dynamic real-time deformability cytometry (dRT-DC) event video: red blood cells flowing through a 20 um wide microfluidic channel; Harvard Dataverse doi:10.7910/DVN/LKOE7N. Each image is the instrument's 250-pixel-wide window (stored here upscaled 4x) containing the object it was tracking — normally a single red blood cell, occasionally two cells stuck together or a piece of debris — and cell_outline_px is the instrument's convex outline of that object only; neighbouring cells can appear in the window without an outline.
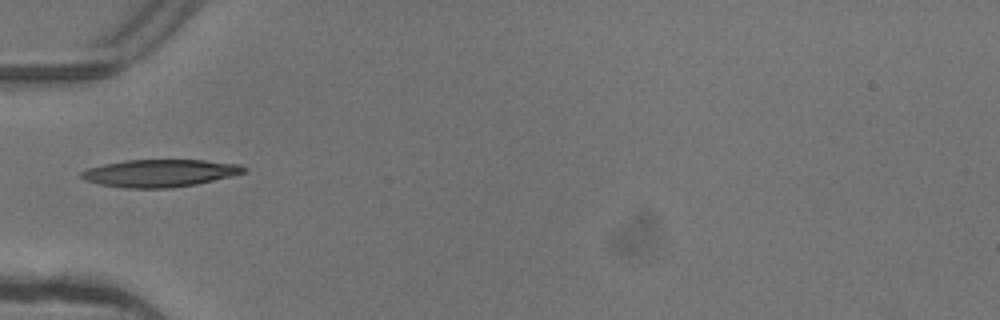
{"species": "common noctule bat (a hibernating species)", "species_latin": "Nyctalus noctula", "temperature_condition": "warm", "stored_images_in_passage": 3, "camera_frame_rate_fps": 3000, "um_per_image_px": 0.085, "animal": {"sex": "female"}, "frame": {"image": 1, "passage_image": 3, "time_ms": 0.667, "image_size_px": [1000, 320], "cell_outline_px": [[248, 172], [232, 176], [196, 184], [172, 188], [124, 188], [100, 184], [84, 180], [80, 176], [80, 172], [88, 168], [104, 164], [124, 160], [204, 160], [240, 164], [248, 168]], "centroid_in_image_um": [13.62, 14.71], "position_along_channel_um": 71.4, "area_um2": 26.18}}